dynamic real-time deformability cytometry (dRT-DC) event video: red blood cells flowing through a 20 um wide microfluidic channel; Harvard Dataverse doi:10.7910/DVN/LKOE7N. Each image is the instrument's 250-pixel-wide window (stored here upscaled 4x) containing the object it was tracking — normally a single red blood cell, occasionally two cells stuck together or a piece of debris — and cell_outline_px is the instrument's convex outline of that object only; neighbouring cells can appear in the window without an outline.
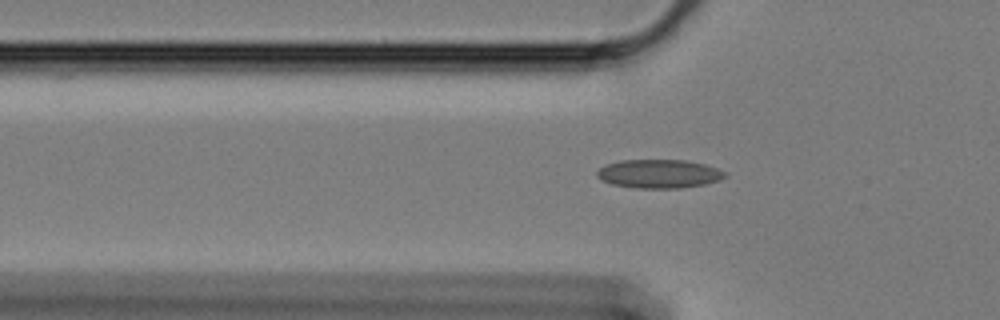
{"species": "Egyptian fruit bat (a non-hibernating species)", "species_latin": "Rousettus aegyptiacus", "temperature_condition": "cold", "stored_images_in_passage": 39, "camera_frame_rate_fps": 3000, "um_per_image_px": 0.085, "animal": {"sex": "female"}, "frame": {"image": 1, "passage_image": 6, "time_ms": 1.667, "image_size_px": [1000, 320], "cell_outline_px": [[728, 176], [720, 180], [704, 184], [680, 188], [636, 188], [612, 184], [596, 176], [596, 172], [600, 168], [608, 164], [620, 160], [684, 160], [704, 164], [716, 168], [724, 172]], "centroid_in_image_um": [56.02, 14.77], "position_along_channel_um": 69.8, "area_um2": 21.21}}
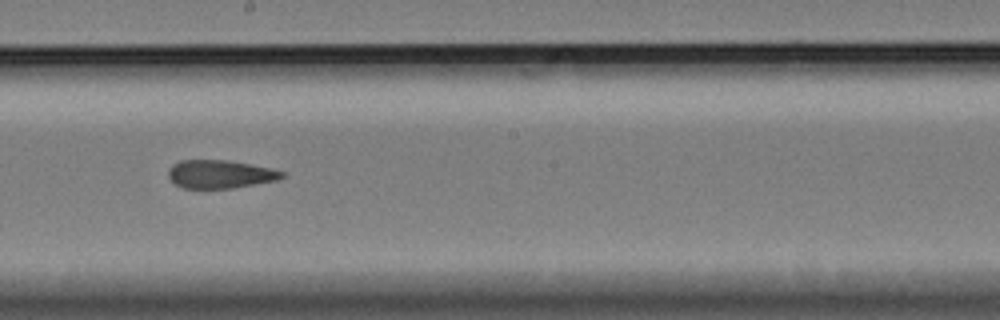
{"frame": {"image": 2, "passage_image": 20, "time_ms": 6.333, "image_size_px": [1000, 320], "cell_outline_px": [[284, 176], [276, 180], [232, 188], [184, 188], [176, 184], [168, 176], [168, 168], [172, 164], [180, 160], [228, 160], [268, 168], [284, 172]], "centroid_in_image_um": [18.65, 14.8], "position_along_channel_um": 229.5, "area_um2": 18.44}}
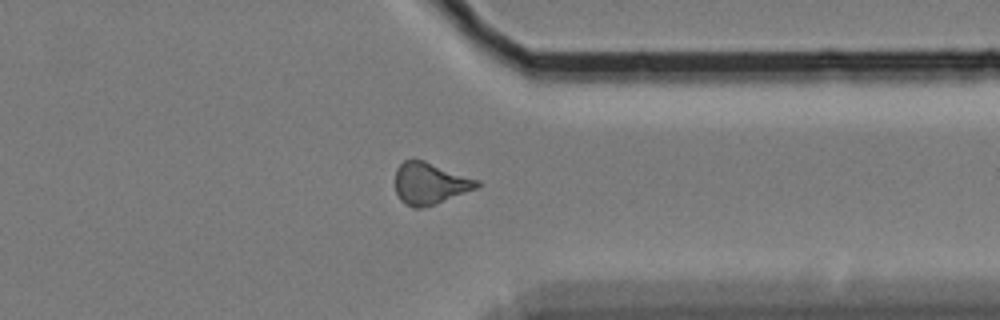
{"frame": {"image": 3, "passage_image": 33, "time_ms": 10.667, "image_size_px": [1000, 320], "cell_outline_px": [[480, 184], [476, 188], [424, 208], [412, 208], [404, 204], [400, 200], [396, 192], [396, 168], [404, 160], [424, 160], [480, 180]], "centroid_in_image_um": [36.52, 15.59], "position_along_channel_um": 374.9, "area_um2": 19.83}}